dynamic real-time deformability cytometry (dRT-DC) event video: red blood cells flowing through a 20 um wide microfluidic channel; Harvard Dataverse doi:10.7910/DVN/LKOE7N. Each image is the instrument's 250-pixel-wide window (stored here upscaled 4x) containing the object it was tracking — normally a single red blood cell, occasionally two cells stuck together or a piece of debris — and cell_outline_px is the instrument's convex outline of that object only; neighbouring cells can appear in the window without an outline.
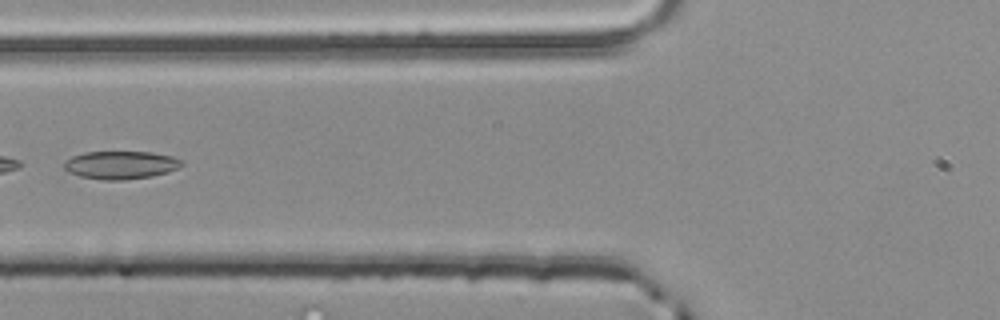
{"species": "common noctule bat (a hibernating species)", "species_latin": "Nyctalus noctula", "temperature_condition": "room temperature", "stored_images_in_passage": 4, "segment_of_instrument_passage": [2, 2], "camera_frame_rate_fps": 3000, "um_per_image_px": 0.085, "animal": {"sex": "male", "body_mass_g": 20.4}, "frame": {"image": 1, "passage_image": 4, "time_ms": 1.0, "image_size_px": [1000, 320], "cell_outline_px": [[184, 164], [168, 172], [152, 176], [124, 180], [104, 180], [80, 176], [68, 172], [64, 168], [64, 160], [72, 156], [84, 152], [152, 152], [172, 156], [184, 160]], "centroid_in_image_um": [10.26, 14.02], "position_along_channel_um": 115.5, "area_um2": 19.31}}